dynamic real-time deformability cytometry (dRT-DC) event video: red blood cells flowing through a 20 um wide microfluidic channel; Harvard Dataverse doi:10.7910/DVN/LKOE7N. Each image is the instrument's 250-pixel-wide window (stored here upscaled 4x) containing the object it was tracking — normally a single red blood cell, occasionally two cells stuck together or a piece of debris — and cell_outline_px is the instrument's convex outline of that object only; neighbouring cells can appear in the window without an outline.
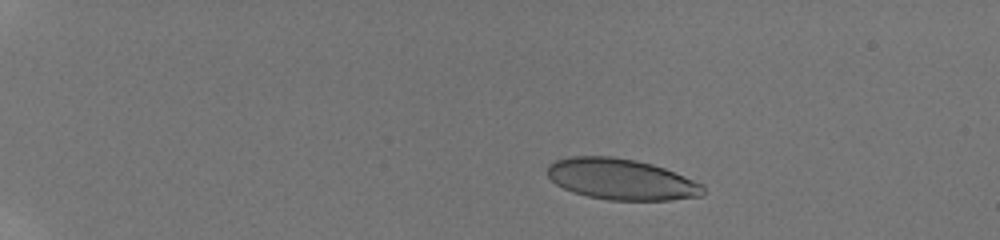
{"species": "human", "species_latin": "Homo sapiens", "temperature_condition": "room temperature", "stored_images_in_passage": 10, "camera_frame_rate_fps": 3000, "um_per_image_px": 0.085, "donor": {"sex": "male"}, "frame": {"image": 1, "passage_image": 5, "time_ms": 3.0, "image_size_px": [1000, 240], "cell_outline_px": [[704, 196], [672, 200], [608, 200], [588, 196], [572, 192], [556, 184], [548, 176], [548, 164], [556, 160], [568, 156], [612, 156], [636, 160], [652, 164], [664, 168], [704, 184]], "centroid_in_image_um": [52.82, 15.24], "position_along_channel_um": 32.2, "area_um2": 37.4}}
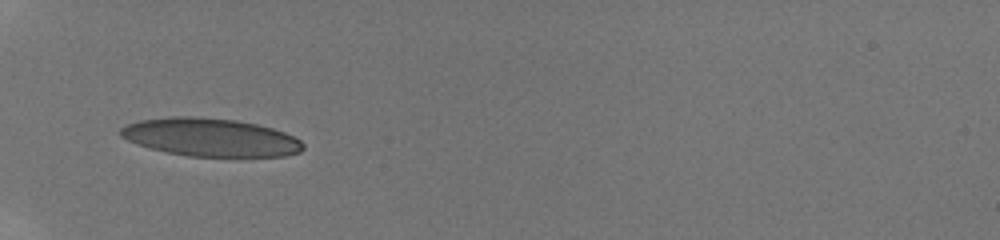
{"frame": {"image": 2, "passage_image": 9, "time_ms": 6.333, "image_size_px": [1000, 240], "cell_outline_px": [[304, 148], [300, 152], [284, 156], [188, 156], [168, 152], [136, 144], [120, 136], [120, 128], [128, 124], [140, 120], [172, 116], [192, 116], [236, 120], [256, 124], [272, 128], [284, 132], [300, 140], [304, 144]], "centroid_in_image_um": [17.89, 11.67], "position_along_channel_um": 67.1, "area_um2": 40.29}}